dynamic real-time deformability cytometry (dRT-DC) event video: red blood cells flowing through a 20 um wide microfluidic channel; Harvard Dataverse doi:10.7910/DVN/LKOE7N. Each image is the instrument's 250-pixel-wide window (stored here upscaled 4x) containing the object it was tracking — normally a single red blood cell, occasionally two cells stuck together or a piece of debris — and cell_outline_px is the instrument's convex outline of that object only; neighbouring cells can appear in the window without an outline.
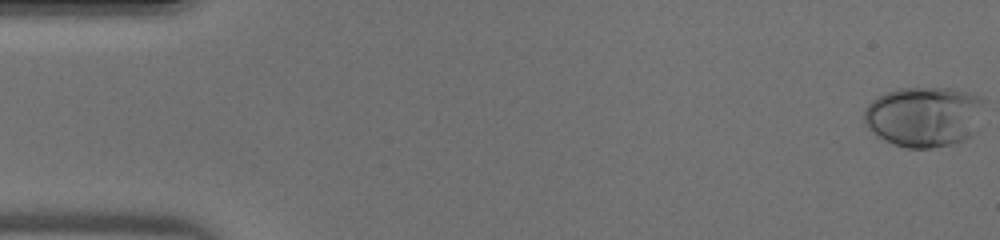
{"species": "human", "species_latin": "Homo sapiens", "temperature_condition": "warm", "stored_images_in_passage": 47, "camera_frame_rate_fps": 3000, "um_per_image_px": 0.085, "donor": {"sex": "male"}, "frame": {"image": 1, "passage_image": 1, "time_ms": 0.0, "image_size_px": [1000, 240], "cell_outline_px": [[984, 100], [976, 132], [972, 136], [964, 140], [952, 144], [932, 148], [908, 148], [884, 140], [872, 132], [864, 124], [864, 108], [876, 96], [896, 88], [948, 88], [968, 92]], "centroid_in_image_um": [78.52, 9.91], "position_along_channel_um": 6.5, "area_um2": 42.48}}
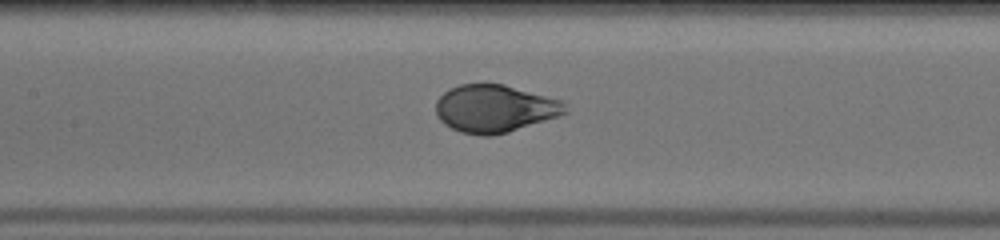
{"frame": {"image": 2, "passage_image": 22, "time_ms": 7.0, "image_size_px": [1000, 240], "cell_outline_px": [[568, 112], [560, 116], [508, 132], [492, 136], [480, 136], [460, 132], [444, 124], [440, 120], [436, 112], [436, 100], [448, 88], [460, 84], [504, 84], [564, 100]], "centroid_in_image_um": [42.07, 9.23], "position_along_channel_um": 165.3, "area_um2": 36.24}}
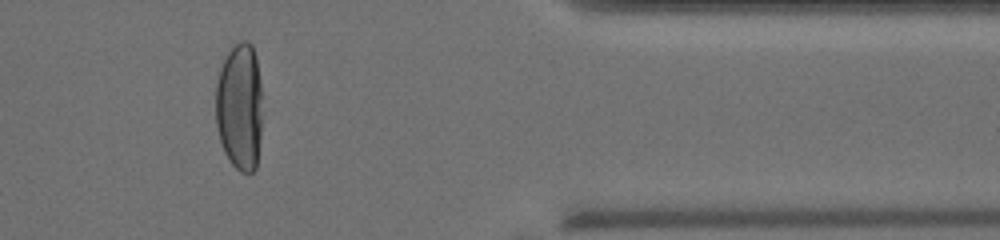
{"frame": {"image": 3, "passage_image": 39, "time_ms": 12.667, "image_size_px": [1000, 240], "cell_outline_px": [[260, 140], [256, 168], [252, 172], [240, 172], [232, 164], [224, 152], [220, 140], [216, 124], [216, 84], [220, 68], [228, 52], [240, 40], [248, 40], [252, 44], [256, 56], [260, 80]], "centroid_in_image_um": [20.36, 9.06], "position_along_channel_um": 391.0, "area_um2": 34.56}}